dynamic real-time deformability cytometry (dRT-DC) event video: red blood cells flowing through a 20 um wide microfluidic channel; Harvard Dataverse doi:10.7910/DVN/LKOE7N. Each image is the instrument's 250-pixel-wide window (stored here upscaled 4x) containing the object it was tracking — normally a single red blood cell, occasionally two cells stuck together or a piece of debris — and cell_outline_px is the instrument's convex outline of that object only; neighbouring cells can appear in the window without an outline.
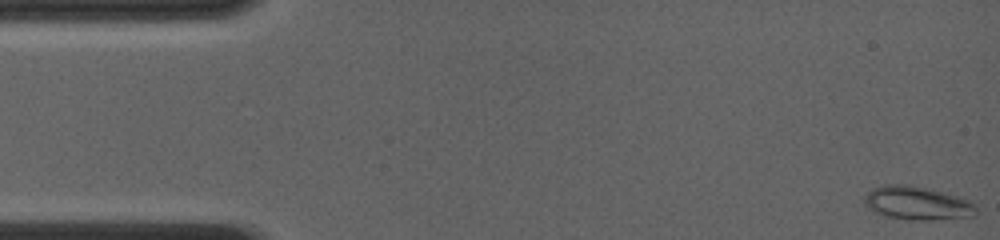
{"species": "common noctule bat (a hibernating species)", "species_latin": "Nyctalus noctula", "temperature_condition": "room temperature", "stored_images_in_passage": 59, "camera_frame_rate_fps": 4000, "um_per_image_px": 0.085, "animal": {"sex": "female", "body_mass_g": 19.0, "forearm_length_mm": 56.7}, "frame": {"image": 1, "passage_image": 1, "time_ms": 0.0, "image_size_px": [1000, 240], "cell_outline_px": [[976, 212], [972, 216], [932, 220], [908, 220], [884, 216], [868, 208], [864, 204], [864, 196], [872, 188], [884, 184], [912, 184], [960, 196], [976, 204]], "centroid_in_image_um": [77.95, 17.25], "position_along_channel_um": 7.1, "area_um2": 22.14}}
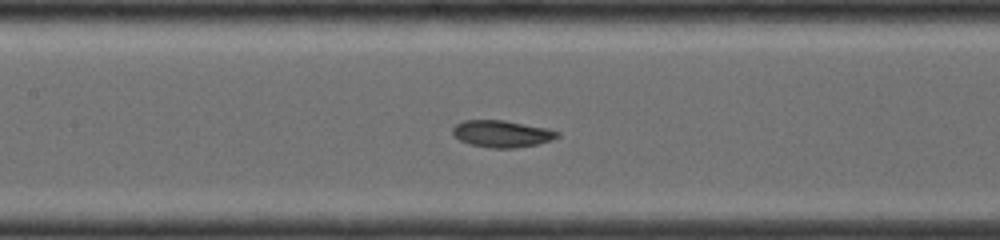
{"frame": {"image": 2, "passage_image": 28, "time_ms": 6.75, "image_size_px": [1000, 240], "cell_outline_px": [[560, 136], [552, 140], [536, 144], [516, 148], [492, 148], [472, 144], [460, 140], [452, 132], [452, 128], [456, 124], [464, 120], [504, 120], [548, 128], [560, 132]], "centroid_in_image_um": [42.69, 11.36], "position_along_channel_um": 164.7, "area_um2": 16.36}}
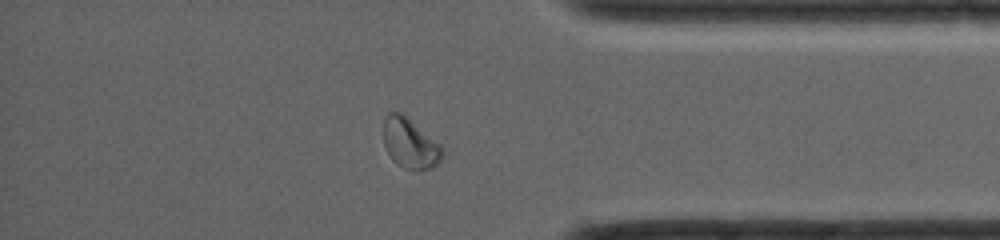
{"frame": {"image": 3, "passage_image": 51, "time_ms": 12.5, "image_size_px": [1000, 240], "cell_outline_px": [[444, 152], [440, 160], [432, 168], [416, 172], [404, 168], [396, 164], [392, 160], [384, 144], [384, 116], [388, 112], [400, 112], [440, 144], [444, 148]], "centroid_in_image_um": [34.85, 12.22], "position_along_channel_um": 400.3, "area_um2": 17.22}, "authors_computed_cell_mechanics": {"area_um2": 17.2822, "velocity_mm_per_s": 4.195, "shape_relaxation_time_tau1_ms": 9.2543, "shape_relaxation_time_tau2_ms": 1.0389, "deformation_change_tau1": 0.1745, "deformation_change_tau2": 0.0411}}